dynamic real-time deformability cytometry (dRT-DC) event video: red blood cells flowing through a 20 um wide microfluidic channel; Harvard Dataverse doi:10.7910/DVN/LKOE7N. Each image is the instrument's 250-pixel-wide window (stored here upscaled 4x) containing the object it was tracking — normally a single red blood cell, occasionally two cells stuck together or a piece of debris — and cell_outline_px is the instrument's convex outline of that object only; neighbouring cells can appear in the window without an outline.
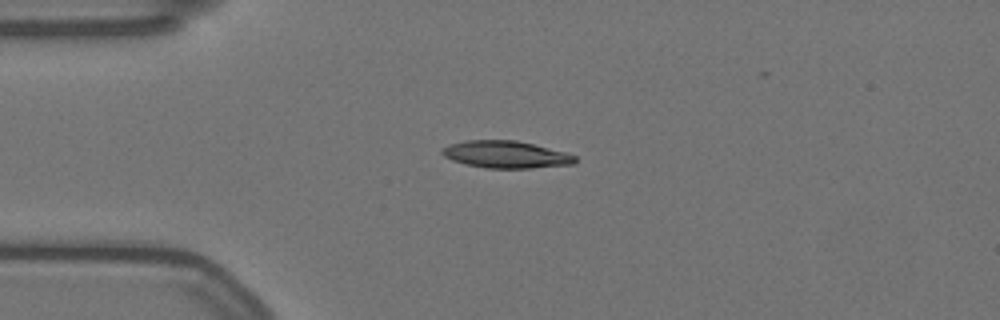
{"species": "Egyptian fruit bat (a non-hibernating species)", "species_latin": "Rousettus aegyptiacus", "temperature_condition": "warm", "stored_images_in_passage": 34, "camera_frame_rate_fps": 3000, "um_per_image_px": 0.085, "animal": {"sex": "female"}, "frame": {"image": 1, "passage_image": 1, "time_ms": 0.0, "image_size_px": [1000, 320], "cell_outline_px": [[576, 160], [572, 164], [532, 168], [488, 168], [464, 164], [452, 160], [444, 156], [440, 152], [440, 148], [448, 144], [468, 140], [516, 140], [564, 152], [576, 156]], "centroid_in_image_um": [42.93, 13.13], "position_along_channel_um": 42.1, "area_um2": 20.98}}
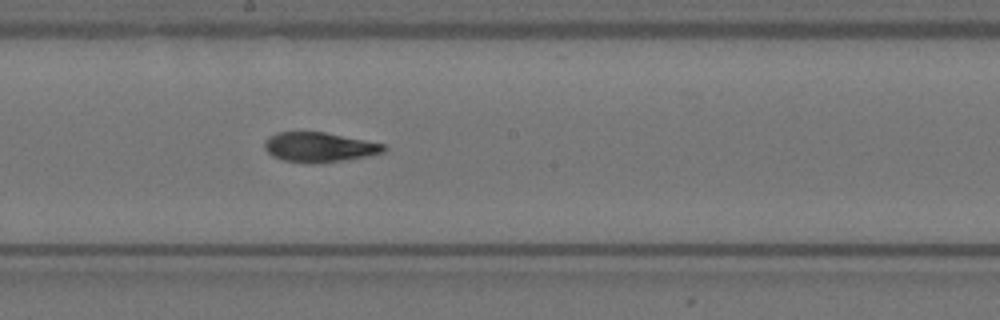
{"frame": {"image": 2, "passage_image": 18, "time_ms": 5.667, "image_size_px": [1000, 320], "cell_outline_px": [[388, 148], [384, 152], [344, 160], [284, 160], [272, 156], [264, 148], [264, 140], [268, 136], [276, 132], [324, 132], [384, 144]], "centroid_in_image_um": [27.11, 12.45], "position_along_channel_um": 221.1, "area_um2": 19.71}}
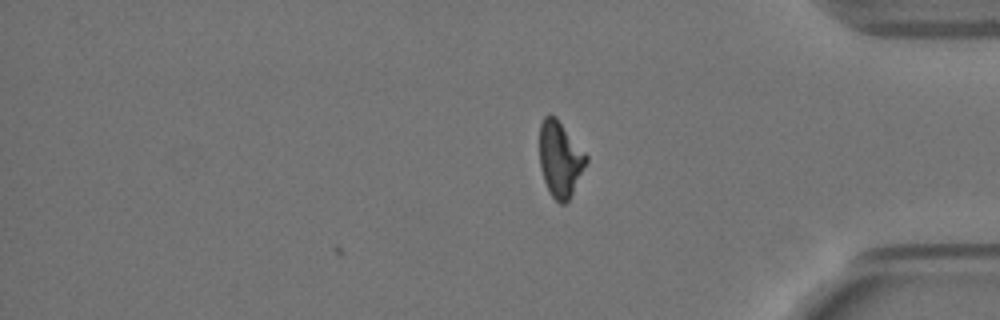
{"frame": {"image": 3, "passage_image": 34, "time_ms": 11.0, "image_size_px": [1000, 320], "cell_outline_px": [[588, 160], [568, 200], [564, 204], [560, 204], [548, 192], [540, 168], [540, 124], [544, 116], [548, 112], [556, 116], [588, 156]], "centroid_in_image_um": [47.59, 13.48], "position_along_channel_um": 387.6, "area_um2": 20.52}, "authors_computed_cell_mechanics": {"area_um2": 20.8947, "velocity_mm_per_s": 3.5057, "shape_relaxation_time_tau1_ms": null, "shape_relaxation_time_tau2_ms": 2.3804, "deformation_change_tau1": null, "deformation_change_tau2": 0.0912}}